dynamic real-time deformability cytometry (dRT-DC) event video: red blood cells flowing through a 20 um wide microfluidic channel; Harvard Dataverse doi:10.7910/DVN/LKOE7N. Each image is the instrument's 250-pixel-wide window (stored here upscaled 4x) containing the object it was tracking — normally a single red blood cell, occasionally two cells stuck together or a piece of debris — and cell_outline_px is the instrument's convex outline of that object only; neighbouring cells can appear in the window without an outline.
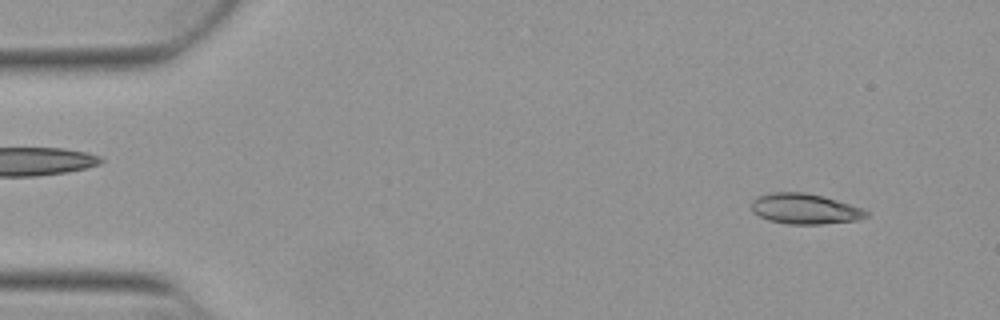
{"species": "Egyptian fruit bat (a non-hibernating species)", "species_latin": "Rousettus aegyptiacus", "temperature_condition": "warm", "stored_images_in_passage": 52, "camera_frame_rate_fps": 3000, "um_per_image_px": 0.085, "animal": {"sex": "female"}, "frame": {"image": 1, "passage_image": 4, "time_ms": 1.0, "image_size_px": [1000, 320], "cell_outline_px": [[868, 216], [856, 220], [820, 224], [788, 224], [768, 220], [752, 212], [752, 200], [756, 196], [772, 192], [804, 192], [824, 196], [860, 208], [868, 212]], "centroid_in_image_um": [68.36, 17.74], "position_along_channel_um": 16.6, "area_um2": 20.23}}
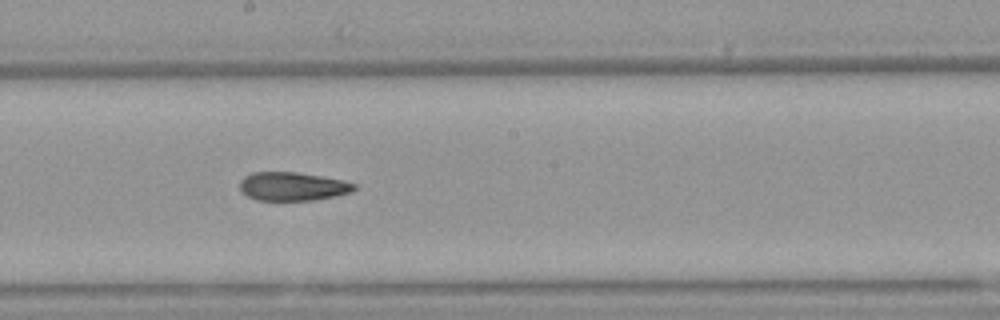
{"frame": {"image": 2, "passage_image": 28, "time_ms": 9.0, "image_size_px": [1000, 320], "cell_outline_px": [[356, 188], [352, 192], [336, 196], [312, 200], [256, 200], [248, 196], [240, 188], [240, 180], [244, 176], [252, 172], [296, 172], [344, 180], [356, 184]], "centroid_in_image_um": [24.88, 15.84], "position_along_channel_um": 223.3, "area_um2": 19.02}}
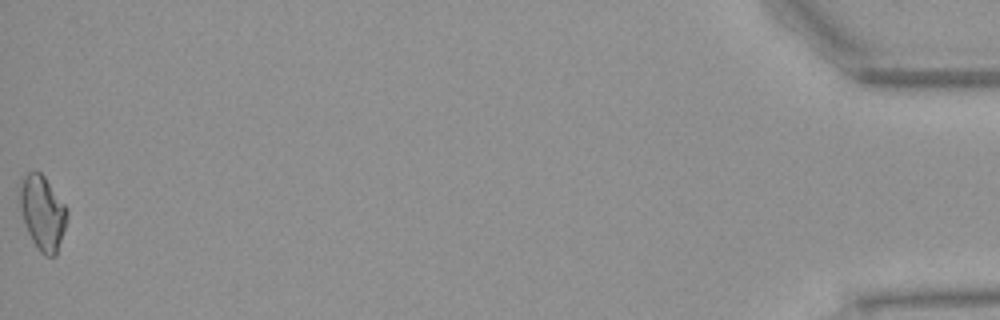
{"frame": {"image": 3, "passage_image": 52, "time_ms": 17.0, "image_size_px": [1000, 320], "cell_outline_px": [[68, 216], [56, 256], [44, 256], [36, 248], [24, 224], [20, 208], [20, 176], [28, 172], [40, 172], [44, 176], [68, 208]], "centroid_in_image_um": [3.61, 18.08], "position_along_channel_um": 431.6, "area_um2": 20.63}, "authors_computed_cell_mechanics": {"area_um2": 19.7676, "velocity_mm_per_s": 3.8654, "shape_relaxation_time_tau1_ms": null, "shape_relaxation_time_tau2_ms": 2.7911, "deformation_change_tau1": null, "deformation_change_tau2": 0.1018}}